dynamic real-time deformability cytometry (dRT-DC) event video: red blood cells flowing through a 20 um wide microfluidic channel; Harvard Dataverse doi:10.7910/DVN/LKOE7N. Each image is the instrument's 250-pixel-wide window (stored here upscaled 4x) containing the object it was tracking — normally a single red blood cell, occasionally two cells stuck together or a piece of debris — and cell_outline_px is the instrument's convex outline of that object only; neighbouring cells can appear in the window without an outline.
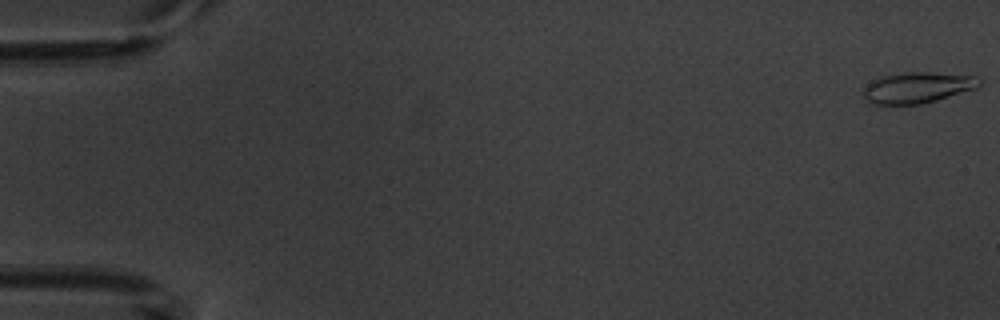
{"species": "common noctule bat (a hibernating species)", "species_latin": "Nyctalus noctula", "temperature_condition": "warm", "stored_images_in_passage": 4, "camera_frame_rate_fps": 3000, "um_per_image_px": 0.085, "animal": {"sex": "male", "body_mass_g": 20.1, "forearm_length_mm": 53.5}, "frame": {"image": 1, "passage_image": 1, "time_ms": 0.0, "image_size_px": [1000, 320], "cell_outline_px": [[984, 80], [976, 88], [936, 100], [920, 104], [872, 104], [864, 96], [860, 88], [872, 80], [880, 76], [904, 72], [932, 72], [976, 76]], "centroid_in_image_um": [77.95, 7.43], "position_along_channel_um": 7.0, "area_um2": 21.1}}